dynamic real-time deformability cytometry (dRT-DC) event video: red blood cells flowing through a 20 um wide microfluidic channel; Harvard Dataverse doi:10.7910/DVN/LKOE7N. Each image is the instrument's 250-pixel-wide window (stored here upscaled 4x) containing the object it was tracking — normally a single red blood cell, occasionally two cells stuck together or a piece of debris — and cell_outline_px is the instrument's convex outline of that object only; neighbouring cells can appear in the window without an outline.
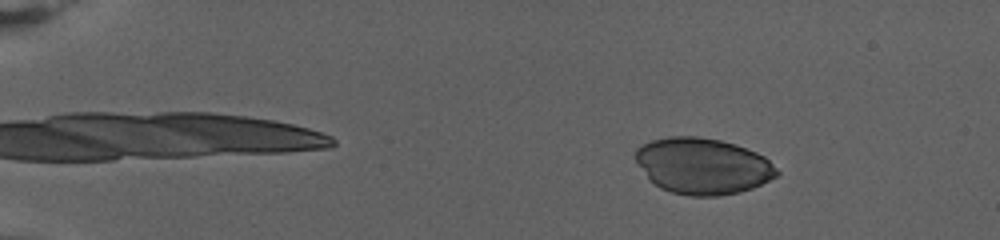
{"species": "human", "species_latin": "Homo sapiens", "temperature_condition": "warm", "stored_images_in_passage": 79, "camera_frame_rate_fps": 3000, "um_per_image_px": 0.085, "donor": {"sex": "female"}, "frame": {"image": 1, "passage_image": 12, "time_ms": 3.667, "image_size_px": [1000, 240], "cell_outline_px": [[780, 172], [776, 176], [752, 188], [740, 192], [720, 196], [688, 196], [672, 192], [660, 188], [648, 176], [636, 160], [636, 148], [652, 140], [668, 136], [696, 136], [720, 140], [756, 152], [764, 156]], "centroid_in_image_um": [59.74, 14.11], "position_along_channel_um": 25.3, "area_um2": 45.78}}
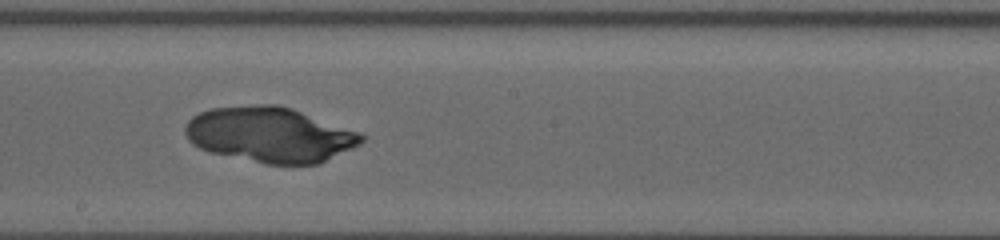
{"frame": {"image": 2, "passage_image": 47, "time_ms": 15.333, "image_size_px": [1000, 240], "cell_outline_px": [[364, 140], [360, 144], [320, 164], [264, 164], [212, 152], [200, 148], [192, 144], [188, 140], [184, 132], [184, 128], [188, 120], [192, 116], [200, 112], [212, 108], [256, 104], [276, 104], [292, 108], [360, 132], [364, 136]], "centroid_in_image_um": [22.94, 11.44], "position_along_channel_um": 225.3, "area_um2": 56.88}}
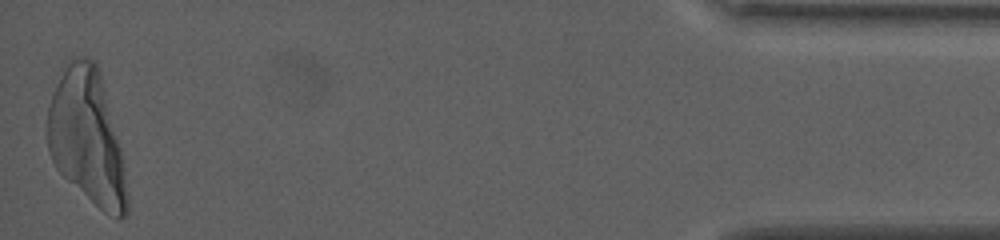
{"frame": {"image": 3, "passage_image": 78, "time_ms": 25.667, "image_size_px": [1000, 240], "cell_outline_px": [[128, 212], [120, 220], [104, 212], [68, 180], [56, 168], [52, 160], [48, 148], [48, 108], [52, 96], [68, 56], [88, 56], [96, 64], [100, 76], [120, 148], [128, 196]], "centroid_in_image_um": [7.38, 11.66], "position_along_channel_um": 427.8, "area_um2": 61.27}}